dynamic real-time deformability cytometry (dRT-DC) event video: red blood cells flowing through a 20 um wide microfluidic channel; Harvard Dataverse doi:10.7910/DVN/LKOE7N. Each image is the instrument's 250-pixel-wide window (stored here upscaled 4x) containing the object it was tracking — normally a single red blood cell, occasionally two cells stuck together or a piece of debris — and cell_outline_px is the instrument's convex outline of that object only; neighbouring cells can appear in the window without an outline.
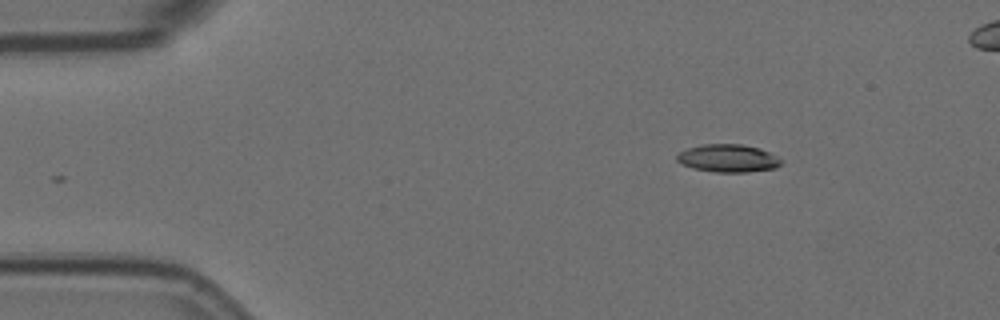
{"species": "Egyptian fruit bat (a non-hibernating species)", "species_latin": "Rousettus aegyptiacus", "temperature_condition": "room temperature", "stored_images_in_passage": 14, "camera_frame_rate_fps": 3000, "um_per_image_px": 0.085, "animal": {"sex": "female"}, "frame": {"image": 1, "passage_image": 1, "time_ms": 0.0, "image_size_px": [1000, 320], "cell_outline_px": [[784, 160], [776, 168], [748, 172], [716, 172], [692, 168], [676, 160], [676, 156], [680, 152], [688, 148], [704, 144], [744, 144], [760, 148]], "centroid_in_image_um": [61.91, 13.45], "position_along_channel_um": 23.1, "area_um2": 16.88}}
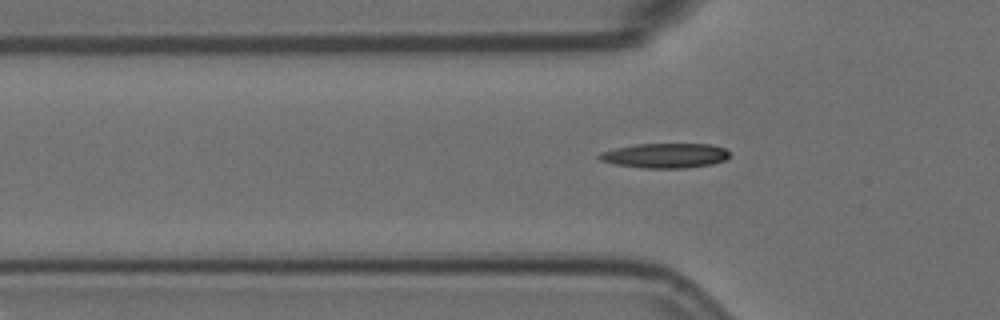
{"frame": {"image": 2, "passage_image": 11, "time_ms": 3.333, "image_size_px": [1000, 320], "cell_outline_px": [[728, 156], [724, 160], [712, 164], [684, 168], [644, 168], [616, 164], [600, 160], [596, 156], [600, 152], [616, 148], [636, 144], [712, 144], [724, 148], [728, 152]], "centroid_in_image_um": [56.51, 13.22], "position_along_channel_um": 69.3, "area_um2": 18.67}}
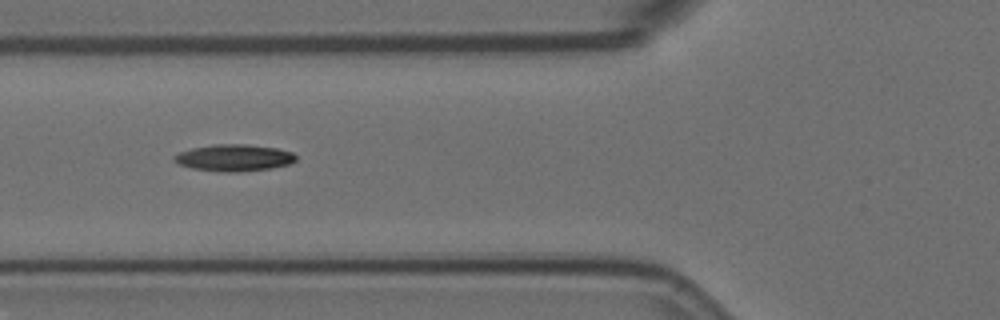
{"frame": {"image": 3, "passage_image": 14, "time_ms": 4.333, "image_size_px": [1000, 320], "cell_outline_px": [[296, 160], [288, 164], [268, 168], [236, 172], [224, 172], [192, 168], [180, 164], [172, 160], [172, 156], [180, 152], [192, 148], [216, 144], [244, 144], [276, 148], [292, 152], [296, 156]], "centroid_in_image_um": [19.86, 13.4], "position_along_channel_um": 105.9, "area_um2": 18.73}}